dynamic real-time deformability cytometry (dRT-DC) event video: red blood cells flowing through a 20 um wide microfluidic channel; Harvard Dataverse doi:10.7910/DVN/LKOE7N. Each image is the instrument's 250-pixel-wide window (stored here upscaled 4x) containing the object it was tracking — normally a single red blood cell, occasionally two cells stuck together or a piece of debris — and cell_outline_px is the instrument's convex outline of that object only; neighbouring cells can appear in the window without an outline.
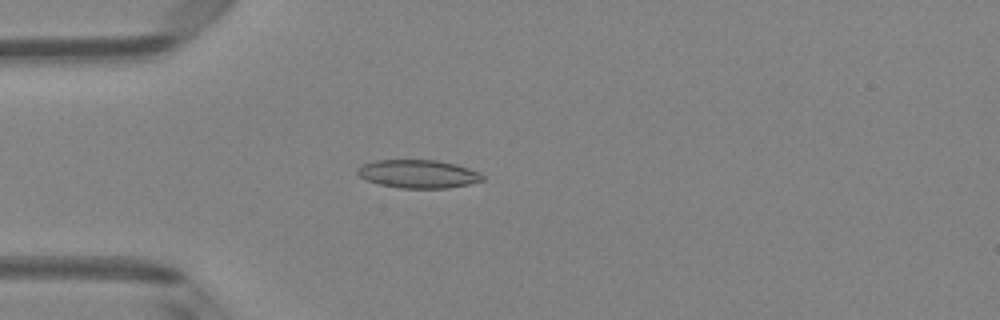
{"species": "Egyptian fruit bat (a non-hibernating species)", "species_latin": "Rousettus aegyptiacus", "temperature_condition": "room temperature", "stored_images_in_passage": 49, "camera_frame_rate_fps": 3000, "um_per_image_px": 0.085, "animal": {"sex": "female"}, "frame": {"image": 1, "passage_image": 14, "time_ms": 4.333, "image_size_px": [1000, 320], "cell_outline_px": [[484, 180], [468, 184], [448, 188], [400, 188], [380, 184], [364, 180], [356, 172], [356, 168], [360, 164], [376, 160], [436, 160], [456, 164], [480, 172], [484, 176]], "centroid_in_image_um": [35.51, 14.78], "position_along_channel_um": 49.5, "area_um2": 20.75}}
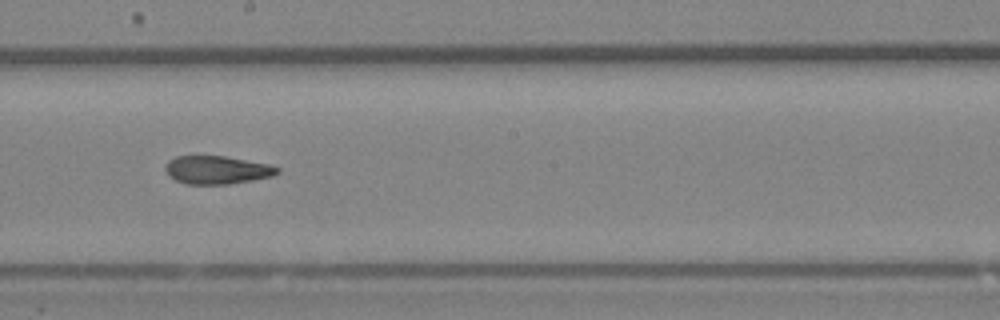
{"frame": {"image": 2, "passage_image": 28, "time_ms": 9.0, "image_size_px": [1000, 320], "cell_outline_px": [[280, 172], [272, 176], [252, 180], [228, 184], [184, 184], [168, 176], [164, 168], [168, 160], [176, 156], [224, 156], [268, 164], [280, 168]], "centroid_in_image_um": [18.41, 14.45], "position_along_channel_um": 229.8, "area_um2": 18.38}}
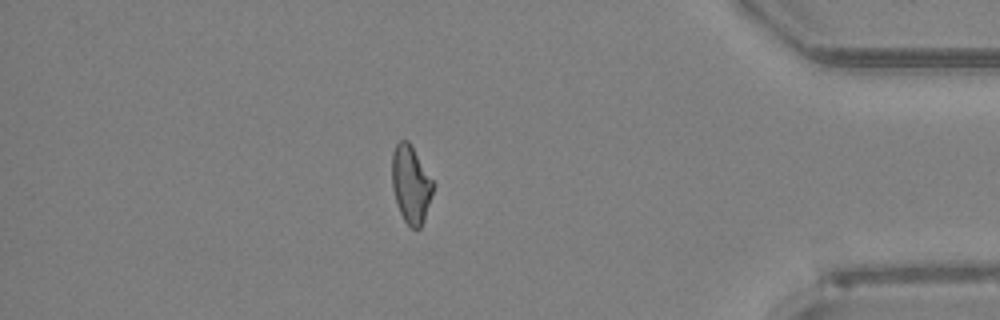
{"frame": {"image": 3, "passage_image": 43, "time_ms": 14.0, "image_size_px": [1000, 320], "cell_outline_px": [[436, 184], [424, 220], [420, 228], [412, 228], [404, 220], [400, 212], [392, 188], [392, 152], [396, 144], [400, 140], [408, 140]], "centroid_in_image_um": [34.94, 15.65], "position_along_channel_um": 400.3, "area_um2": 18.67}, "authors_computed_cell_mechanics": {"area_um2": 19.4786, "velocity_mm_per_s": 4.1383, "shape_relaxation_time_tau1_ms": null, "shape_relaxation_time_tau2_ms": 3.1105, "deformation_change_tau1": null, "deformation_change_tau2": 0.1012}}